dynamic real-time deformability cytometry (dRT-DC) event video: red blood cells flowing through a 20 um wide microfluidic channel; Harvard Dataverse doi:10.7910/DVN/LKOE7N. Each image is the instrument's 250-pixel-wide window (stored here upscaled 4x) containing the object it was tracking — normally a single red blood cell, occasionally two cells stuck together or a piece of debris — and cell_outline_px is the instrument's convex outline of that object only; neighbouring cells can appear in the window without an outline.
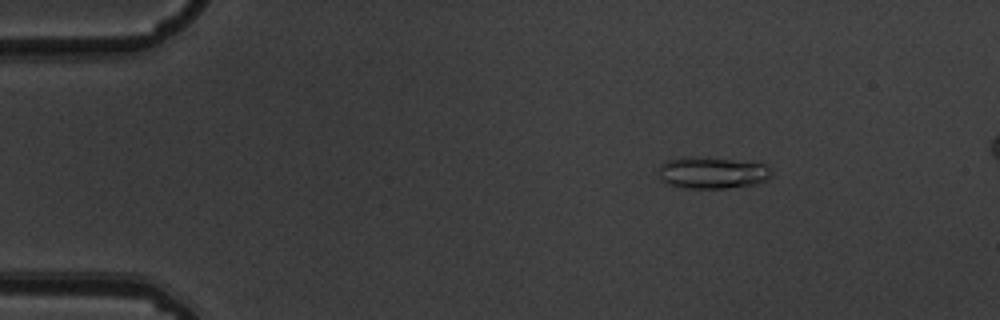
{"species": "common noctule bat (a hibernating species)", "species_latin": "Nyctalus noctula", "temperature_condition": "warm", "stored_images_in_passage": 7, "camera_frame_rate_fps": 3000, "um_per_image_px": 0.085, "animal": {"sex": "male", "body_mass_g": 19.5, "forearm_length_mm": 54.6}, "frame": {"image": 1, "passage_image": 3, "time_ms": 0.667, "image_size_px": [1000, 320], "cell_outline_px": [[772, 176], [768, 180], [756, 184], [724, 188], [684, 188], [672, 184], [664, 180], [660, 176], [660, 164], [668, 160], [684, 156], [732, 160], [764, 164], [772, 172]], "centroid_in_image_um": [60.57, 14.69], "position_along_channel_um": 24.4, "area_um2": 20.46}}